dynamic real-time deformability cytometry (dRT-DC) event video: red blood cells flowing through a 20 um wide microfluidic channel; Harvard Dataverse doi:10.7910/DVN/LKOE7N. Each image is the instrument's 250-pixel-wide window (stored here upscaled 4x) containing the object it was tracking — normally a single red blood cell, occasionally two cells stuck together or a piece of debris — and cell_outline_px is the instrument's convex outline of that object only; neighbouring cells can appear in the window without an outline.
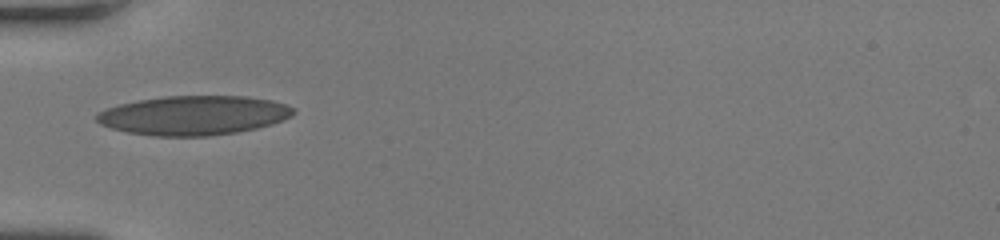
{"species": "human", "species_latin": "Homo sapiens", "temperature_condition": "room temperature", "stored_images_in_passage": 33, "camera_frame_rate_fps": 3000, "um_per_image_px": 0.085, "donor": {"sex": "female"}, "frame": {"image": 1, "passage_image": 1, "time_ms": 0.0, "image_size_px": [1000, 240], "cell_outline_px": [[296, 112], [292, 116], [284, 120], [272, 124], [256, 128], [236, 132], [208, 136], [152, 136], [128, 132], [112, 128], [100, 124], [96, 120], [96, 112], [104, 108], [120, 104], [140, 100], [164, 96], [244, 96], [272, 100], [296, 108]], "centroid_in_image_um": [16.47, 9.8], "position_along_channel_um": 68.5, "area_um2": 45.2}}
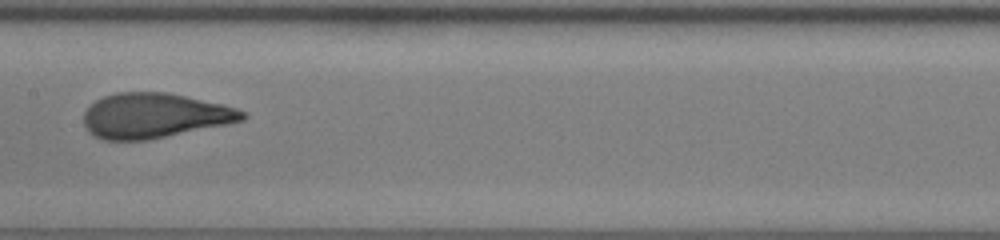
{"frame": {"image": 2, "passage_image": 10, "time_ms": 3.0, "image_size_px": [1000, 240], "cell_outline_px": [[248, 116], [244, 120], [228, 124], [148, 140], [104, 140], [88, 132], [84, 124], [84, 112], [96, 100], [104, 96], [116, 92], [168, 92], [220, 104], [236, 108], [248, 112]], "centroid_in_image_um": [13.14, 9.83], "position_along_channel_um": 194.3, "area_um2": 41.56}}
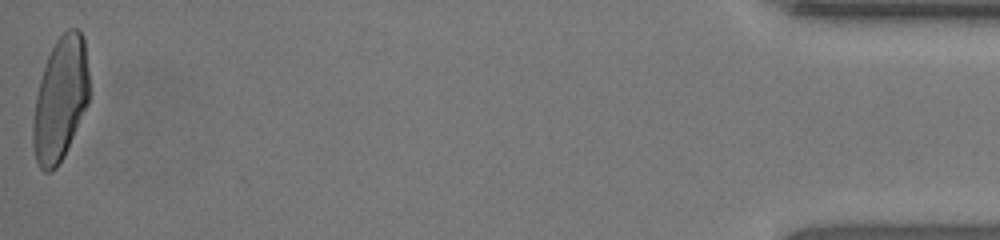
{"frame": {"image": 3, "passage_image": 33, "time_ms": 10.667, "image_size_px": [1000, 240], "cell_outline_px": [[88, 104], [64, 156], [56, 168], [52, 172], [44, 172], [40, 168], [36, 160], [32, 148], [32, 124], [36, 96], [40, 80], [48, 56], [56, 40], [68, 28], [76, 28], [84, 36], [88, 72]], "centroid_in_image_um": [5.12, 8.46], "position_along_channel_um": 430.1, "area_um2": 40.46}, "authors_computed_cell_mechanics": {"area_um2": 41.038, "velocity_mm_per_s": 4.2586, "shape_relaxation_time_tau1_ms": 5.1909, "shape_relaxation_time_tau2_ms": null, "deformation_change_tau1": 0.2483, "deformation_change_tau2": null}}